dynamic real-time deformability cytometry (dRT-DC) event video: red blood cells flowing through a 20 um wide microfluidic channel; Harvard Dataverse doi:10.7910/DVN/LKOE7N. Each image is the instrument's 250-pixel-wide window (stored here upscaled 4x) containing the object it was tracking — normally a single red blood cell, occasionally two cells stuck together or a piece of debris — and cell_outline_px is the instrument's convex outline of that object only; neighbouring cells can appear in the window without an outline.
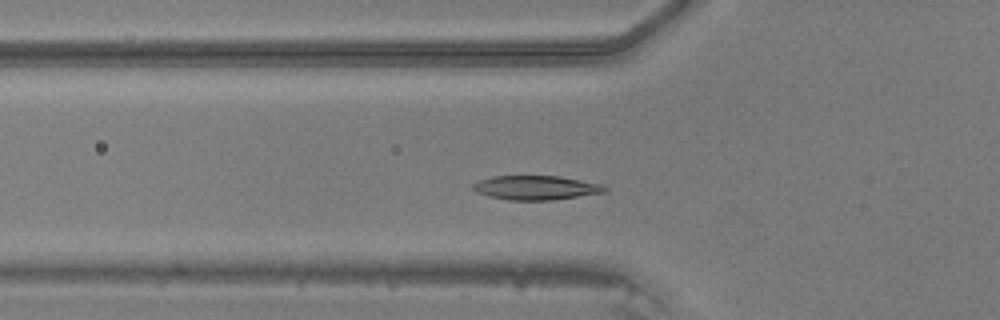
{"species": "common noctule bat (a hibernating species)", "species_latin": "Nyctalus noctula", "temperature_condition": "warm", "stored_images_in_passage": 15, "camera_frame_rate_fps": 3000, "um_per_image_px": 0.085, "animal": {"sex": "male", "body_mass_g": 20.5, "forearm_length_mm": 52.5}, "frame": {"image": 1, "passage_image": 10, "time_ms": 3.0, "image_size_px": [1000, 320], "cell_outline_px": [[608, 192], [552, 200], [508, 200], [488, 196], [476, 192], [468, 188], [476, 180], [492, 176], [560, 176], [600, 184], [608, 188]], "centroid_in_image_um": [45.49, 15.95], "position_along_channel_um": 80.3, "area_um2": 18.84}}
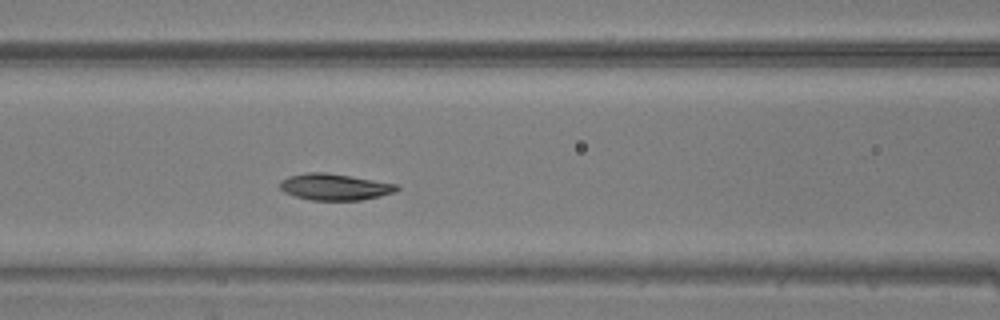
{"frame": {"image": 2, "passage_image": 14, "time_ms": 4.333, "image_size_px": [1000, 320], "cell_outline_px": [[400, 188], [396, 192], [380, 196], [360, 200], [312, 200], [296, 196], [284, 192], [280, 188], [280, 180], [288, 176], [308, 172], [324, 172], [400, 184]], "centroid_in_image_um": [28.48, 15.88], "position_along_channel_um": 138.1, "area_um2": 18.03}}